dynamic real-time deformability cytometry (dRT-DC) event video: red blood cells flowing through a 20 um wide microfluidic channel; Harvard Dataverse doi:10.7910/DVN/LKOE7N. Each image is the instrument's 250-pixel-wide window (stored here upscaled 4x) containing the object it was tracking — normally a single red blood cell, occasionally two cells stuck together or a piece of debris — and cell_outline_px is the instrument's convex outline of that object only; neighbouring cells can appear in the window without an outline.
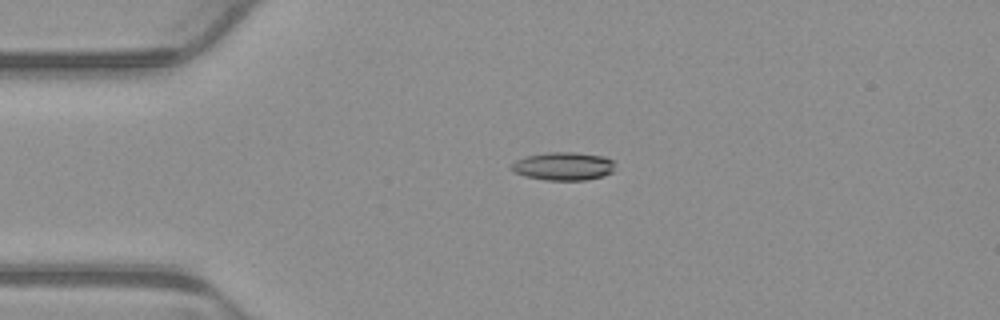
{"species": "common noctule bat (a hibernating species)", "species_latin": "Nyctalus noctula", "temperature_condition": "warm", "stored_images_in_passage": 3, "camera_frame_rate_fps": 3000, "um_per_image_px": 0.085, "animal": {"sex": "male", "body_mass_g": 23.1, "forearm_length_mm": 52.7}, "frame": {"image": 1, "passage_image": 2, "time_ms": 0.333, "image_size_px": [1000, 320], "cell_outline_px": [[616, 164], [612, 172], [604, 176], [584, 180], [544, 180], [524, 176], [516, 172], [512, 168], [512, 164], [516, 160], [524, 156], [548, 152], [576, 152], [604, 156], [612, 160]], "centroid_in_image_um": [47.92, 14.12], "position_along_channel_um": 37.1, "area_um2": 17.11}}